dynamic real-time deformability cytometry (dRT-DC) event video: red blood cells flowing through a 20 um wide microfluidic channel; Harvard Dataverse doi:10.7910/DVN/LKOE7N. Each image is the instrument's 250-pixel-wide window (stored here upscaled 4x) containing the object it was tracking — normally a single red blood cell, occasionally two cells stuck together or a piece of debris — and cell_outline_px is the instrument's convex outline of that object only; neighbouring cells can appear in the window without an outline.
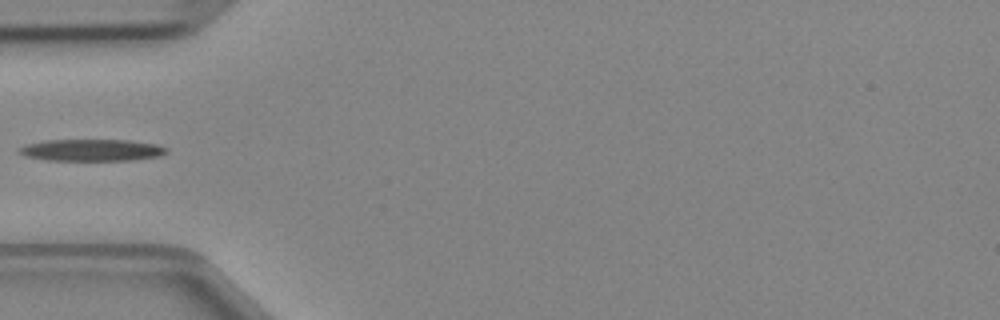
{"species": "Egyptian fruit bat (a non-hibernating species)", "species_latin": "Rousettus aegyptiacus", "temperature_condition": "cold", "stored_images_in_passage": 5, "segment_of_instrument_passage": [2, 2], "camera_frame_rate_fps": 3000, "um_per_image_px": 0.085, "animal": {"sex": "female"}, "frame": {"image": 1, "passage_image": 5, "time_ms": 1.333, "image_size_px": [1000, 320], "cell_outline_px": [[168, 152], [160, 156], [132, 160], [48, 160], [28, 156], [20, 152], [20, 148], [28, 144], [44, 140], [128, 140], [156, 144], [168, 148]], "centroid_in_image_um": [7.88, 12.75], "position_along_channel_um": 77.1, "area_um2": 18.5}}